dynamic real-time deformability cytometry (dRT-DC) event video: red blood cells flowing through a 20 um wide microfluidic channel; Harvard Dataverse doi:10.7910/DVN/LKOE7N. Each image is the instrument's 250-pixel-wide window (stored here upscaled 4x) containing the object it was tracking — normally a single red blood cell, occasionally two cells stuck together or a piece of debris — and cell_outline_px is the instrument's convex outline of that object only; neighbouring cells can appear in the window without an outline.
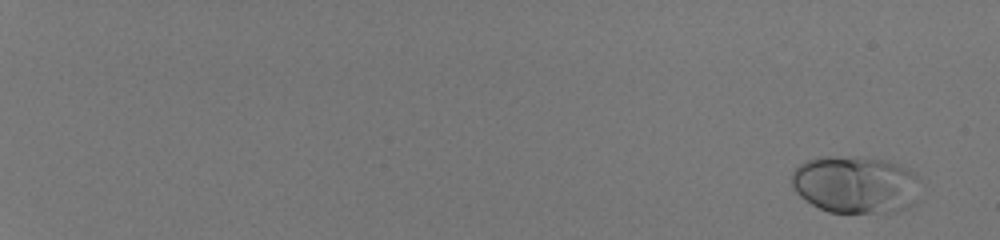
{"species": "human", "species_latin": "Homo sapiens", "temperature_condition": "room temperature", "stored_images_in_passage": 54, "camera_frame_rate_fps": 3000, "um_per_image_px": 0.085, "donor": {"sex": "male"}, "frame": {"image": 1, "passage_image": 1, "time_ms": 0.0, "image_size_px": [1000, 240], "cell_outline_px": [[916, 204], [908, 208], [884, 216], [828, 212], [812, 204], [800, 196], [796, 192], [792, 184], [792, 172], [800, 164], [808, 160], [820, 156], [860, 156], [884, 160], [900, 164], [916, 172]], "centroid_in_image_um": [72.74, 15.73], "position_along_channel_um": 12.3, "area_um2": 44.27}}
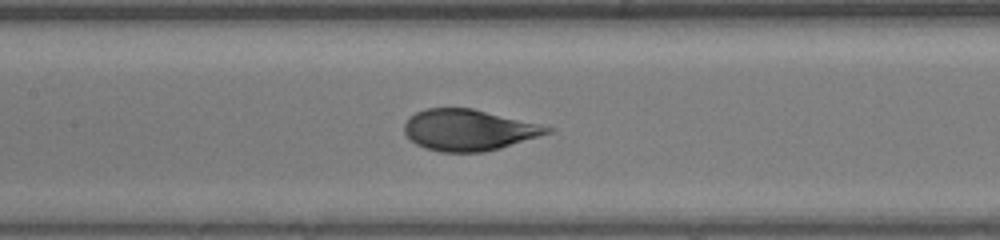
{"frame": {"image": 2, "passage_image": 31, "time_ms": 10.0, "image_size_px": [1000, 240], "cell_outline_px": [[556, 128], [552, 132], [540, 136], [500, 148], [484, 152], [440, 152], [424, 148], [416, 144], [404, 132], [404, 124], [416, 112], [424, 108], [472, 108], [540, 124]], "centroid_in_image_um": [39.85, 11.05], "position_along_channel_um": 167.5, "area_um2": 34.22}}
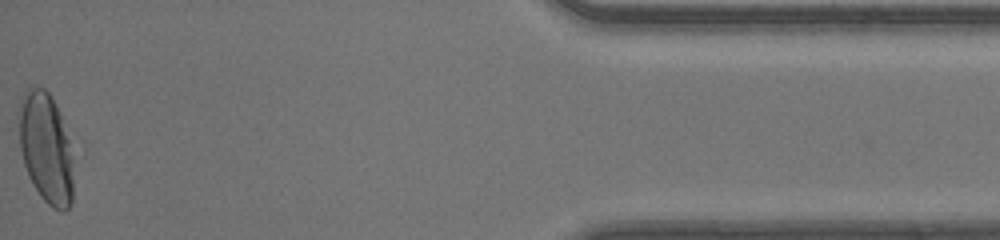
{"frame": {"image": 3, "passage_image": 54, "time_ms": 17.667, "image_size_px": [1000, 240], "cell_outline_px": [[76, 144], [72, 204], [64, 212], [60, 212], [52, 208], [40, 196], [28, 176], [24, 164], [20, 148], [16, 112], [20, 100], [24, 92], [28, 88], [44, 88], [48, 92], [56, 104]], "centroid_in_image_um": [3.97, 12.58], "position_along_channel_um": 431.2, "area_um2": 37.34}, "authors_computed_cell_mechanics": {"area_um2": 35.7204, "velocity_mm_per_s": 4.1723, "shape_relaxation_time_tau1_ms": 3.9666, "shape_relaxation_time_tau2_ms": null, "deformation_change_tau1": 0.1953, "deformation_change_tau2": null}}